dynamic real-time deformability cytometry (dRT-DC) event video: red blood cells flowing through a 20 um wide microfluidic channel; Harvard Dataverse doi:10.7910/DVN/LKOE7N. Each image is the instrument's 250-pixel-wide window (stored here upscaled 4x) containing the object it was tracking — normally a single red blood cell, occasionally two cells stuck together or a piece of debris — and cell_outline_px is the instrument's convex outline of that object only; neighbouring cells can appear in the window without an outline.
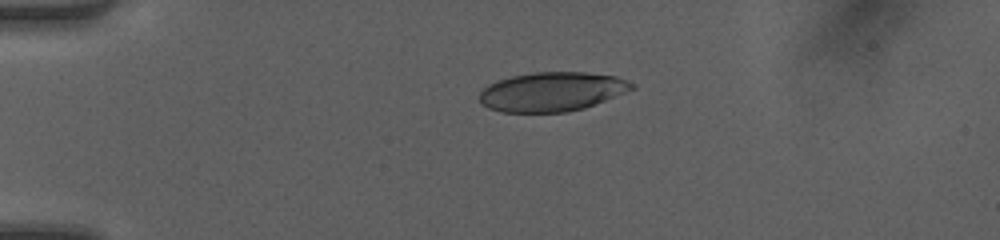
{"species": "human", "species_latin": "Homo sapiens", "temperature_condition": "room temperature", "stored_images_in_passage": 37, "camera_frame_rate_fps": 3000, "um_per_image_px": 0.085, "donor": {"sex": "female"}, "frame": {"image": 1, "passage_image": 1, "time_ms": 0.0, "image_size_px": [1000, 240], "cell_outline_px": [[636, 88], [584, 108], [568, 112], [500, 112], [488, 108], [480, 100], [480, 92], [488, 84], [496, 80], [512, 76], [536, 72], [584, 72], [616, 76], [636, 84]], "centroid_in_image_um": [46.92, 7.79], "position_along_channel_um": 38.1, "area_um2": 34.8}}
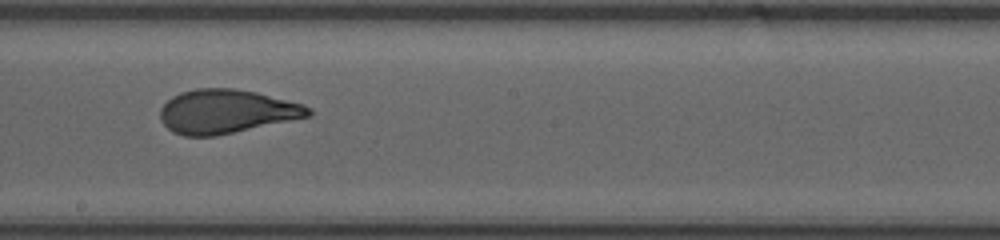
{"frame": {"image": 2, "passage_image": 18, "time_ms": 5.667, "image_size_px": [1000, 240], "cell_outline_px": [[312, 116], [216, 136], [184, 136], [172, 132], [160, 120], [160, 108], [172, 96], [180, 92], [196, 88], [232, 88], [256, 92], [304, 104], [312, 108]], "centroid_in_image_um": [19.25, 9.47], "position_along_channel_um": 228.9, "area_um2": 38.09}}
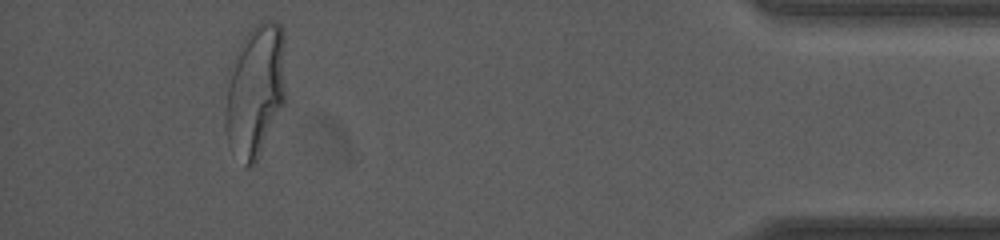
{"frame": {"image": 3, "passage_image": 34, "time_ms": 11.0, "image_size_px": [1000, 240], "cell_outline_px": [[284, 100], [260, 152], [256, 160], [248, 168], [244, 164], [228, 144], [224, 124], [224, 108], [228, 68], [240, 44], [248, 32], [256, 24], [264, 20], [272, 20], [280, 24], [284, 32]], "centroid_in_image_um": [21.65, 7.64], "position_along_channel_um": 413.6, "area_um2": 46.59}, "authors_computed_cell_mechanics": {"area_um2": 38.0902, "velocity_mm_per_s": 4.2102, "shape_relaxation_time_tau1_ms": 5.7327, "shape_relaxation_time_tau2_ms": 0.799, "deformation_change_tau1": 0.2325, "deformation_change_tau2": 0.0683}}